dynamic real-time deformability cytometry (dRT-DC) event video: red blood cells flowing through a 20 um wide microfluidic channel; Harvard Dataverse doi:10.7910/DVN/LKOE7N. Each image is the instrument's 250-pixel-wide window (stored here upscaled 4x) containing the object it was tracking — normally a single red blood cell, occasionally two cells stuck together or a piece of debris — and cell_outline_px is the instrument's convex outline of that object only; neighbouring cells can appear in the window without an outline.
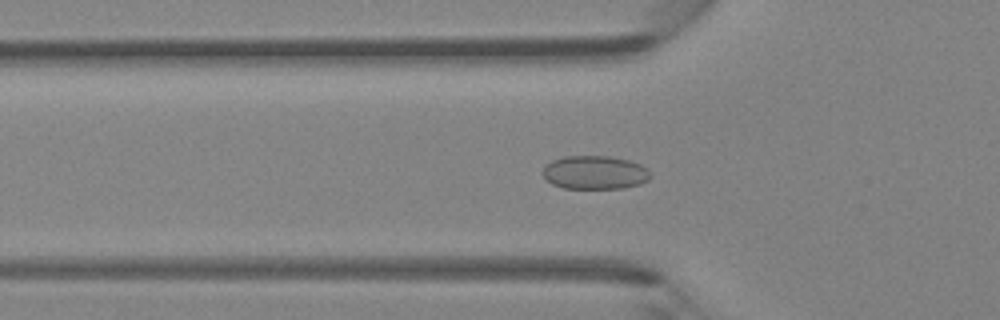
{"species": "Egyptian fruit bat (a non-hibernating species)", "species_latin": "Rousettus aegyptiacus", "temperature_condition": "room temperature", "stored_images_in_passage": 47, "camera_frame_rate_fps": 3000, "um_per_image_px": 0.085, "animal": {"sex": "female"}, "frame": {"image": 1, "passage_image": 16, "time_ms": 5.0, "image_size_px": [1000, 320], "cell_outline_px": [[652, 176], [648, 180], [640, 184], [624, 188], [564, 188], [552, 184], [540, 172], [552, 160], [564, 156], [612, 156], [628, 160], [640, 164], [648, 168]], "centroid_in_image_um": [50.59, 14.66], "position_along_channel_um": 75.2, "area_um2": 21.15}}
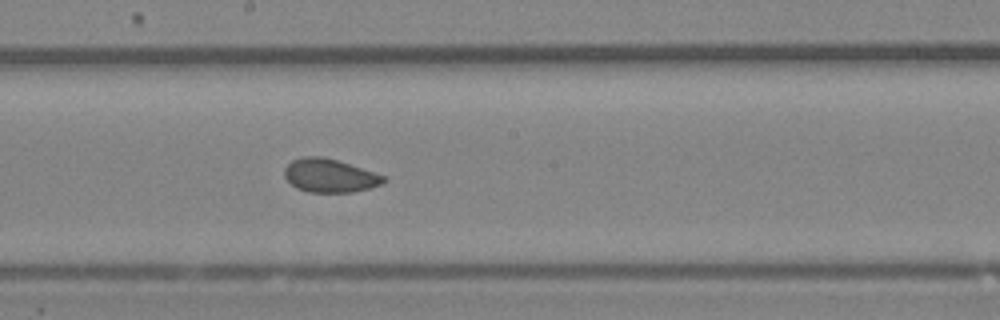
{"frame": {"image": 2, "passage_image": 26, "time_ms": 8.333, "image_size_px": [1000, 320], "cell_outline_px": [[388, 180], [384, 184], [352, 192], [308, 192], [296, 188], [284, 176], [284, 168], [292, 160], [304, 156], [320, 156], [336, 160], [388, 176]], "centroid_in_image_um": [28.06, 14.93], "position_along_channel_um": 220.1, "area_um2": 19.42}}
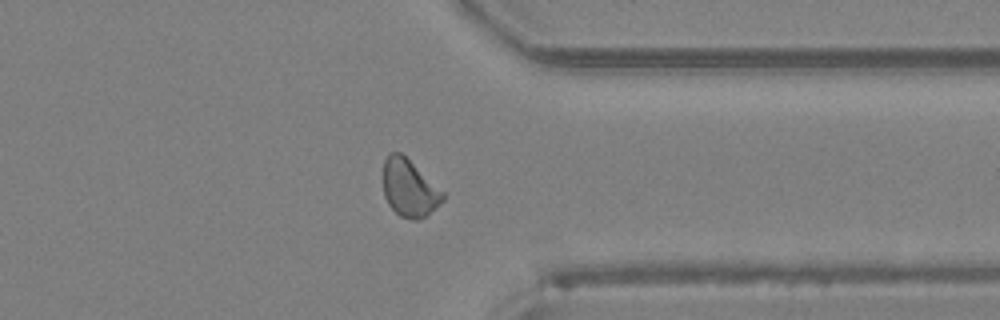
{"frame": {"image": 3, "passage_image": 37, "time_ms": 12.0, "image_size_px": [1000, 320], "cell_outline_px": [[444, 200], [440, 204], [424, 216], [416, 220], [412, 220], [400, 216], [388, 204], [384, 196], [384, 160], [388, 152], [400, 152], [444, 192]], "centroid_in_image_um": [34.77, 15.99], "position_along_channel_um": 376.6, "area_um2": 19.59}, "authors_computed_cell_mechanics": {"area_um2": 20.23, "velocity_mm_per_s": 4.3516, "shape_relaxation_time_tau1_ms": 10.3709, "shape_relaxation_time_tau2_ms": 1.6339, "deformation_change_tau1": 0.1019, "deformation_change_tau2": 0.0526}}